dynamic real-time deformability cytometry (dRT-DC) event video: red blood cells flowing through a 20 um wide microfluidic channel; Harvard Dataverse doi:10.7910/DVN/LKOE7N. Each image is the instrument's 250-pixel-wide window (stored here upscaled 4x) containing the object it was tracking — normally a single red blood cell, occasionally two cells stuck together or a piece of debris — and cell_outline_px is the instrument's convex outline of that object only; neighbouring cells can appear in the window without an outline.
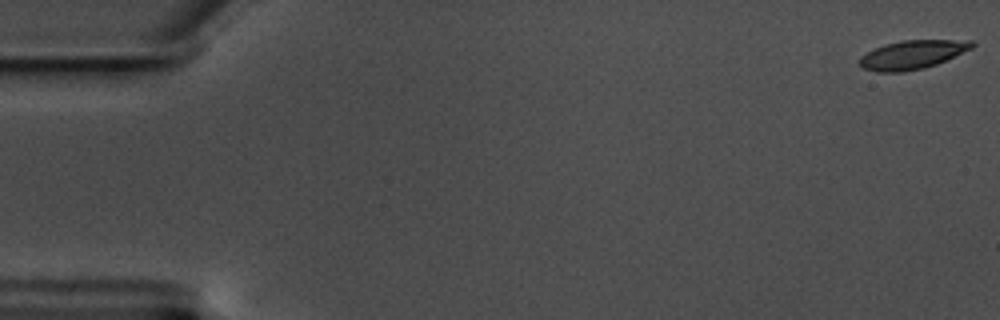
{"species": "common noctule bat (a hibernating species)", "species_latin": "Nyctalus noctula", "temperature_condition": "warm", "stored_images_in_passage": 15, "camera_frame_rate_fps": 3000, "um_per_image_px": 0.085, "animal": {"sex": "male", "body_mass_g": 17.5, "forearm_length_mm": 52.3}, "frame": {"image": 1, "passage_image": 1, "time_ms": 0.0, "image_size_px": [1000, 320], "cell_outline_px": [[976, 44], [972, 48], [936, 64], [924, 68], [904, 72], [876, 72], [864, 68], [860, 64], [860, 56], [884, 44], [900, 40], [972, 40]], "centroid_in_image_um": [77.55, 4.64], "position_along_channel_um": 7.4, "area_um2": 18.73}}